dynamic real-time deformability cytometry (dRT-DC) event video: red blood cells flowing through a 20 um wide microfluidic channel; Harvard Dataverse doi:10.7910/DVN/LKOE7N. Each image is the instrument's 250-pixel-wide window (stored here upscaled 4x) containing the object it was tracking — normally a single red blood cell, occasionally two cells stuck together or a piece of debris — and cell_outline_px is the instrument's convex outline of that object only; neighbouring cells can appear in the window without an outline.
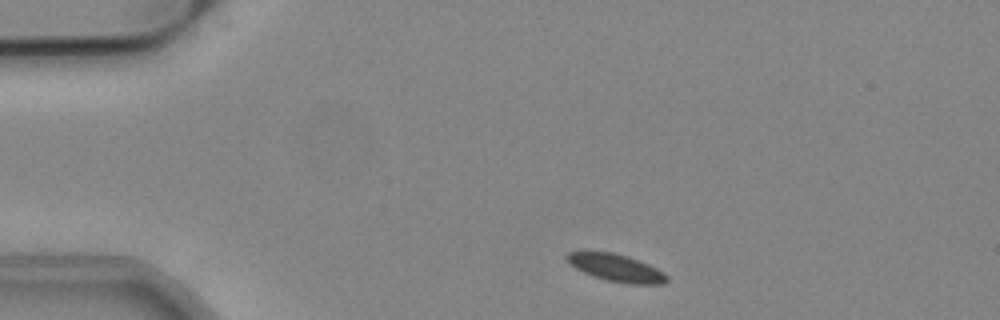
{"species": "common noctule bat (a hibernating species)", "species_latin": "Nyctalus noctula", "temperature_condition": "cold", "stored_images_in_passage": 46, "camera_frame_rate_fps": 3000, "um_per_image_px": 0.085, "animal": {"sex": "male", "body_mass_g": 19.2, "forearm_length_mm": 51.8}, "frame": {"image": 1, "passage_image": 2, "time_ms": 0.333, "image_size_px": [1000, 320], "cell_outline_px": [[668, 280], [664, 284], [628, 284], [608, 280], [584, 272], [568, 264], [564, 256], [568, 252], [612, 252], [628, 256], [648, 264], [664, 272], [668, 276]], "centroid_in_image_um": [52.39, 22.76], "position_along_channel_um": 32.6, "area_um2": 15.84}}
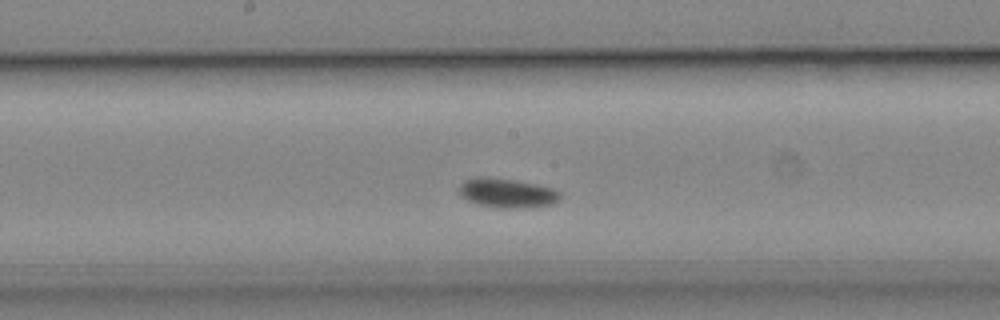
{"frame": {"image": 2, "passage_image": 20, "time_ms": 6.333, "image_size_px": [1000, 320], "cell_outline_px": [[560, 200], [552, 204], [532, 208], [500, 208], [476, 204], [460, 196], [460, 184], [464, 180], [516, 180], [536, 184], [552, 188], [560, 192]], "centroid_in_image_um": [43.19, 16.47], "position_along_channel_um": 205.0, "area_um2": 16.7}}
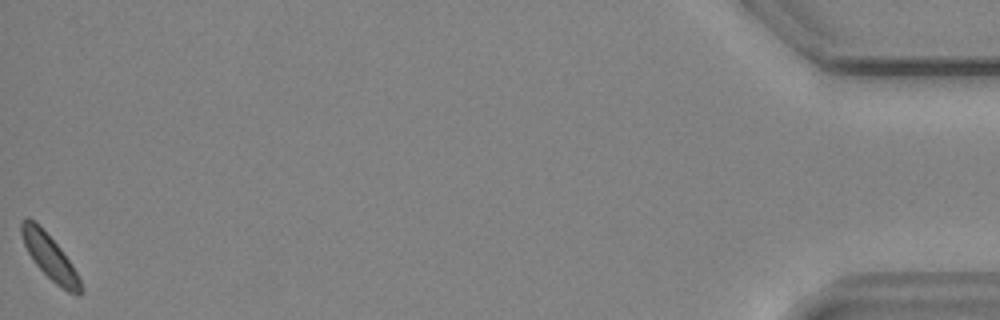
{"frame": {"image": 3, "passage_image": 46, "time_ms": 15.0, "image_size_px": [1000, 320], "cell_outline_px": [[80, 292], [68, 292], [56, 284], [32, 260], [24, 244], [20, 232], [20, 224], [28, 216], [60, 248], [72, 264], [80, 280]], "centroid_in_image_um": [4.18, 21.82], "position_along_channel_um": 431.0, "area_um2": 14.62}}